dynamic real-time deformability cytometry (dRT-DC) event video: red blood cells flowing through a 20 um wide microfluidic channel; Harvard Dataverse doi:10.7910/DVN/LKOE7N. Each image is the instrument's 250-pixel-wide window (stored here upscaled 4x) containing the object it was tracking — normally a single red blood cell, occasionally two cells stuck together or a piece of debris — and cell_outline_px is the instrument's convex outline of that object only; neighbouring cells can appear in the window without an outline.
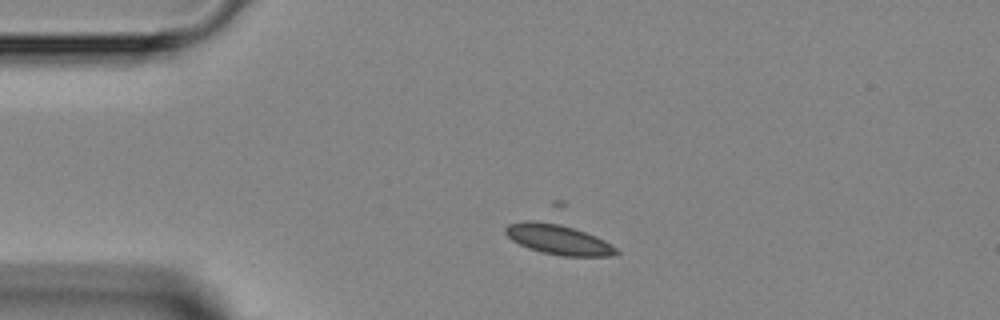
{"species": "Egyptian fruit bat (a non-hibernating species)", "species_latin": "Rousettus aegyptiacus", "temperature_condition": "room temperature", "stored_images_in_passage": 1, "camera_frame_rate_fps": 3000, "um_per_image_px": 0.085, "animal": {"sex": "female"}, "frame": {"image": 1, "passage_image": 1, "time_ms": 0.0, "image_size_px": [1000, 320], "cell_outline_px": [[620, 252], [616, 256], [560, 256], [540, 252], [528, 248], [512, 240], [504, 232], [504, 228], [508, 224], [524, 220], [552, 220], [596, 236], [604, 240], [616, 248]], "centroid_in_image_um": [47.43, 20.33], "position_along_channel_um": 37.6, "area_um2": 19.83}}